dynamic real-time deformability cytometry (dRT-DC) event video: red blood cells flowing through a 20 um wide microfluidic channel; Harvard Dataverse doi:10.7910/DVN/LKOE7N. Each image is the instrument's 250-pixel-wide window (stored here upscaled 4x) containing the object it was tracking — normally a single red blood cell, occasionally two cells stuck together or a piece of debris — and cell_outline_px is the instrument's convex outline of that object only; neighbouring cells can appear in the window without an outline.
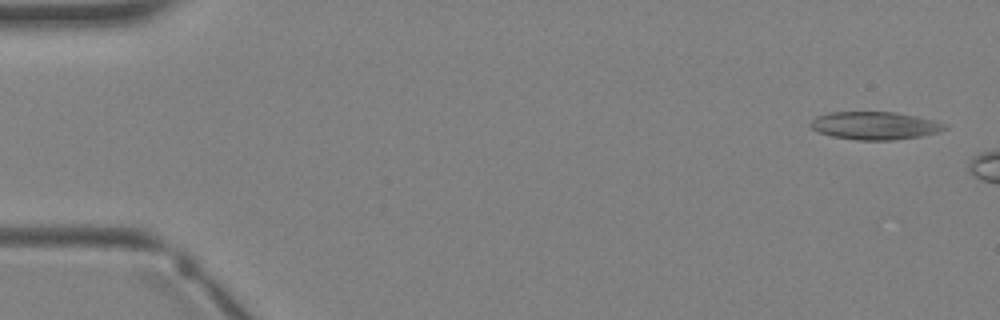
{"species": "Egyptian fruit bat (a non-hibernating species)", "species_latin": "Rousettus aegyptiacus", "temperature_condition": "warm", "stored_images_in_passage": 2, "camera_frame_rate_fps": 3000, "um_per_image_px": 0.085, "animal": {"sex": "female"}, "frame": {"image": 1, "passage_image": 1, "time_ms": 0.0, "image_size_px": [1000, 320], "cell_outline_px": [[948, 128], [936, 132], [920, 136], [896, 140], [856, 140], [832, 136], [820, 132], [812, 128], [808, 124], [816, 116], [828, 112], [896, 112], [916, 116], [948, 124]], "centroid_in_image_um": [74.35, 10.67], "position_along_channel_um": 10.7, "area_um2": 21.79}}